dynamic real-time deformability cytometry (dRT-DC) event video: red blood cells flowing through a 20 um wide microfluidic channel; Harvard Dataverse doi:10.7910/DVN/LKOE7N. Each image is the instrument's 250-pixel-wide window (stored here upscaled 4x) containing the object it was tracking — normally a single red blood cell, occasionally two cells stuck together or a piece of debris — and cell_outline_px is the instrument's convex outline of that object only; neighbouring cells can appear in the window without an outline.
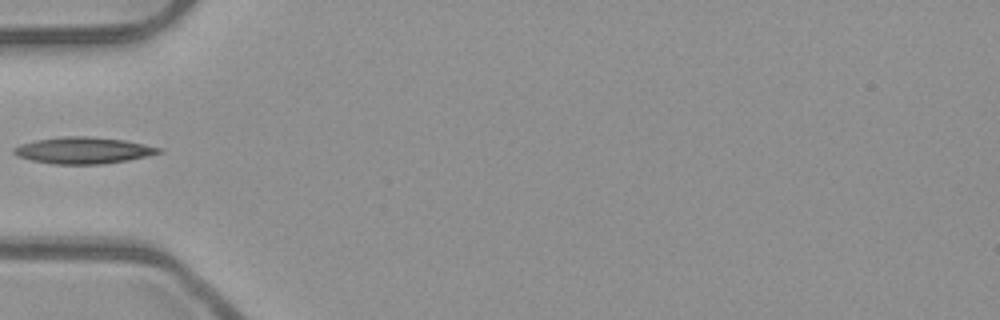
{"species": "common noctule bat (a hibernating species)", "species_latin": "Nyctalus noctula", "temperature_condition": "room temperature", "stored_images_in_passage": 35, "camera_frame_rate_fps": 3000, "um_per_image_px": 0.085, "animal": {"sex": "male", "body_mass_g": 23.1, "forearm_length_mm": 52.7}, "frame": {"image": 1, "passage_image": 1, "time_ms": 0.0, "image_size_px": [1000, 320], "cell_outline_px": [[164, 152], [148, 156], [128, 160], [100, 164], [52, 164], [32, 160], [16, 156], [12, 152], [12, 148], [20, 144], [36, 140], [64, 136], [88, 136], [124, 140], [164, 148]], "centroid_in_image_um": [7.09, 12.78], "position_along_channel_um": 77.9, "area_um2": 22.54}}
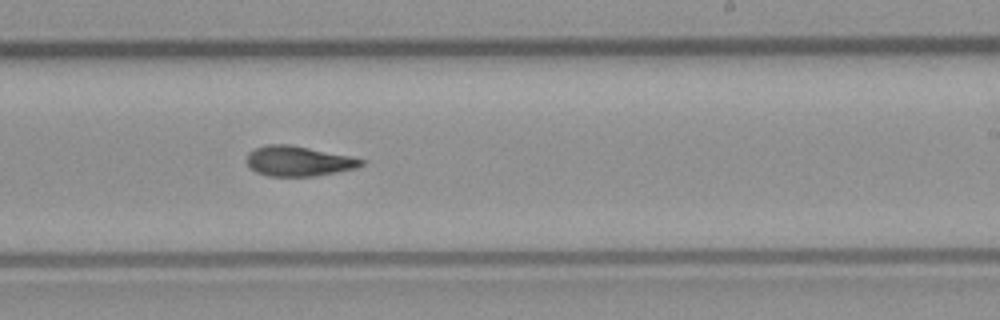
{"frame": {"image": 2, "passage_image": 15, "time_ms": 4.667, "image_size_px": [1000, 320], "cell_outline_px": [[364, 164], [352, 168], [336, 172], [312, 176], [268, 176], [256, 172], [244, 160], [248, 152], [256, 148], [268, 144], [288, 144], [348, 156], [364, 160]], "centroid_in_image_um": [25.28, 13.69], "position_along_channel_um": 263.7, "area_um2": 19.71}}
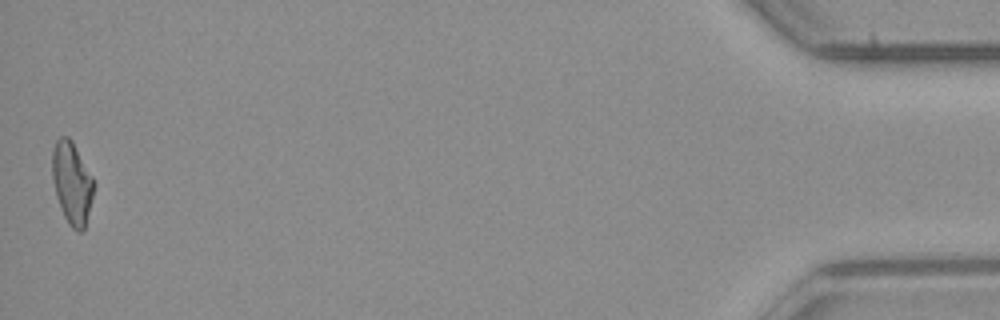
{"frame": {"image": 3, "passage_image": 35, "time_ms": 11.333, "image_size_px": [1000, 320], "cell_outline_px": [[96, 184], [84, 228], [80, 232], [76, 232], [68, 224], [64, 216], [56, 196], [52, 176], [52, 152], [56, 140], [60, 136], [68, 136], [72, 140], [92, 176]], "centroid_in_image_um": [6.12, 15.54], "position_along_channel_um": 429.1, "area_um2": 19.94}}